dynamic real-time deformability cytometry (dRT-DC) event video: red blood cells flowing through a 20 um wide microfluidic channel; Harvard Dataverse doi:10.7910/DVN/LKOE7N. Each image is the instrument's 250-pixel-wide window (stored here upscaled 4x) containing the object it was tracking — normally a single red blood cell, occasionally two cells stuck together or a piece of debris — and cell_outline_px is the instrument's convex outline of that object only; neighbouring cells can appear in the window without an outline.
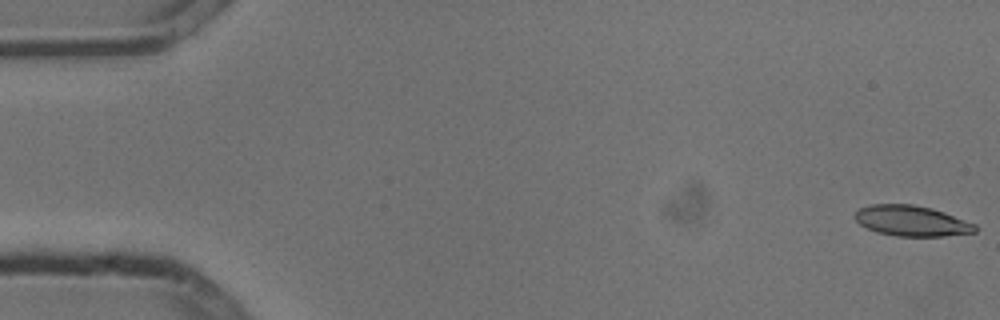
{"species": "common noctule bat (a hibernating species)", "species_latin": "Nyctalus noctula", "temperature_condition": "cold", "stored_images_in_passage": 6, "camera_frame_rate_fps": 3000, "um_per_image_px": 0.085, "animal": {"sex": "male", "body_mass_g": 13.3}, "frame": {"image": 1, "passage_image": 1, "time_ms": 0.0, "image_size_px": [1000, 320], "cell_outline_px": [[976, 232], [944, 236], [896, 236], [876, 232], [860, 224], [852, 216], [860, 208], [872, 204], [912, 204], [932, 208], [944, 212], [976, 224]], "centroid_in_image_um": [77.48, 18.77], "position_along_channel_um": 7.5, "area_um2": 21.39}}
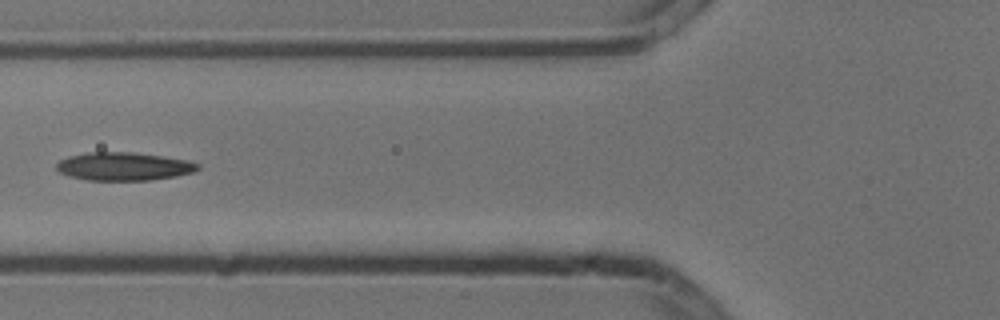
{"frame": {"image": 2, "passage_image": 6, "time_ms": 1.667, "image_size_px": [1000, 320], "cell_outline_px": [[200, 168], [192, 172], [176, 176], [152, 180], [88, 180], [68, 176], [60, 172], [56, 168], [56, 164], [60, 160], [68, 156], [88, 152], [132, 152], [188, 160], [200, 164]], "centroid_in_image_um": [10.51, 14.14], "position_along_channel_um": 115.3, "area_um2": 23.18}}